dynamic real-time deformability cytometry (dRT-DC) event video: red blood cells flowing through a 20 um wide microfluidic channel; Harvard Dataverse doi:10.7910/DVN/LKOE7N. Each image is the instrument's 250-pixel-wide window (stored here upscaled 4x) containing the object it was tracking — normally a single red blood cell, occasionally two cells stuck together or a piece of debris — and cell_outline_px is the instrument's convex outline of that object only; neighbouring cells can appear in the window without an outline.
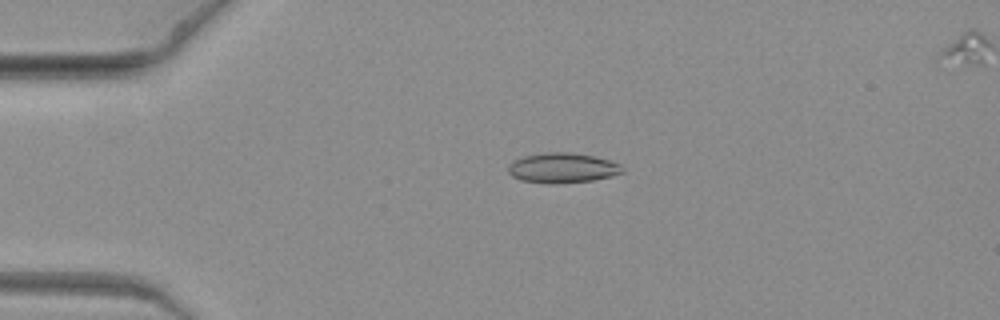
{"species": "common noctule bat (a hibernating species)", "species_latin": "Nyctalus noctula", "temperature_condition": "warm", "stored_images_in_passage": 11, "camera_frame_rate_fps": 3000, "um_per_image_px": 0.085, "animal": {"sex": "female", "body_mass_g": 19.3, "forearm_length_mm": 54.1}, "frame": {"image": 1, "passage_image": 2, "time_ms": 0.333, "image_size_px": [1000, 320], "cell_outline_px": [[624, 172], [612, 176], [592, 180], [556, 184], [548, 184], [520, 180], [512, 176], [508, 172], [508, 168], [512, 160], [524, 156], [544, 152], [572, 152], [596, 156], [620, 164], [624, 168]], "centroid_in_image_um": [47.8, 14.27], "position_along_channel_um": 37.2, "area_um2": 20.23}}
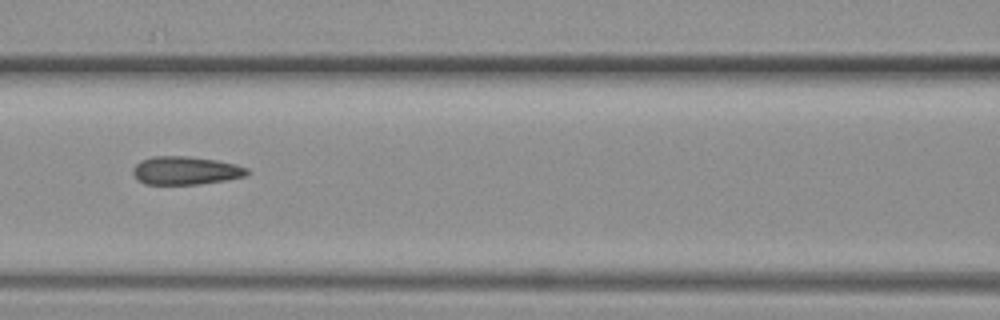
{"frame": {"image": 2, "passage_image": 6, "time_ms": 1.667, "image_size_px": [1000, 320], "cell_outline_px": [[252, 172], [248, 176], [200, 184], [144, 184], [132, 172], [132, 168], [140, 160], [152, 156], [188, 156], [216, 160], [236, 164], [248, 168]], "centroid_in_image_um": [15.82, 14.49], "position_along_channel_um": 150.8, "area_um2": 18.9}}
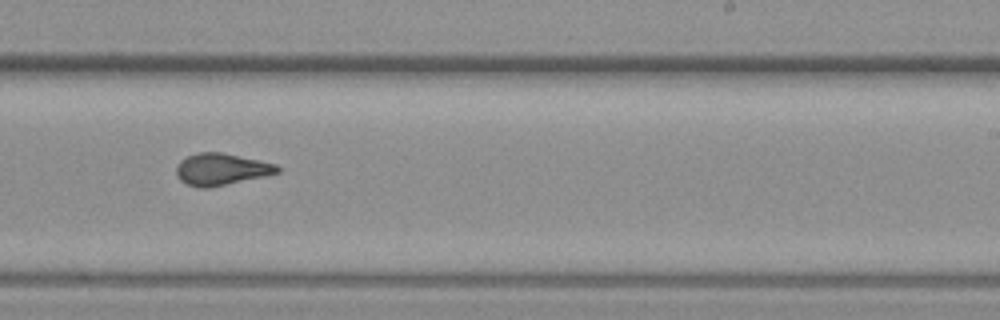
{"frame": {"image": 3, "passage_image": 10, "time_ms": 3.0, "image_size_px": [1000, 320], "cell_outline_px": [[280, 172], [264, 176], [208, 188], [200, 188], [184, 184], [176, 176], [176, 168], [180, 160], [188, 156], [200, 152], [220, 152], [276, 164], [280, 168]], "centroid_in_image_um": [18.76, 14.4], "position_along_channel_um": 270.2, "area_um2": 18.61}}